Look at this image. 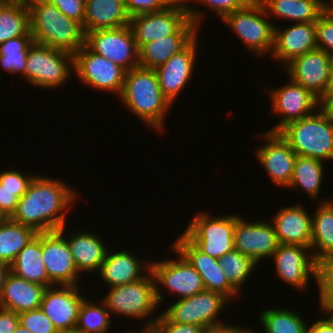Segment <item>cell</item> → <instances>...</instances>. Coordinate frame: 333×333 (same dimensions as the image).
Segmentation results:
<instances>
[{"label":"cell","instance_id":"7dc6e473","mask_svg":"<svg viewBox=\"0 0 333 333\" xmlns=\"http://www.w3.org/2000/svg\"><path fill=\"white\" fill-rule=\"evenodd\" d=\"M155 326L161 333H204L201 326L190 324H179L171 322L163 313L155 321Z\"/></svg>","mask_w":333,"mask_h":333},{"label":"cell","instance_id":"9c48e42d","mask_svg":"<svg viewBox=\"0 0 333 333\" xmlns=\"http://www.w3.org/2000/svg\"><path fill=\"white\" fill-rule=\"evenodd\" d=\"M171 249L176 255L175 258L151 261V272L155 279L156 299L159 306H162L160 303L164 300L160 290L162 286L168 290L169 294L177 296V300L191 297L205 289L202 277L194 267L172 245Z\"/></svg>","mask_w":333,"mask_h":333},{"label":"cell","instance_id":"1f68e13d","mask_svg":"<svg viewBox=\"0 0 333 333\" xmlns=\"http://www.w3.org/2000/svg\"><path fill=\"white\" fill-rule=\"evenodd\" d=\"M19 36H32L26 0H0V44Z\"/></svg>","mask_w":333,"mask_h":333},{"label":"cell","instance_id":"d6986e66","mask_svg":"<svg viewBox=\"0 0 333 333\" xmlns=\"http://www.w3.org/2000/svg\"><path fill=\"white\" fill-rule=\"evenodd\" d=\"M199 42L197 35L184 49L155 69L161 92L171 104L192 79L196 67L194 65L197 63V50L201 49Z\"/></svg>","mask_w":333,"mask_h":333},{"label":"cell","instance_id":"603a6c76","mask_svg":"<svg viewBox=\"0 0 333 333\" xmlns=\"http://www.w3.org/2000/svg\"><path fill=\"white\" fill-rule=\"evenodd\" d=\"M317 49L315 22H297L282 29L274 26V47L271 54L284 67L292 59Z\"/></svg>","mask_w":333,"mask_h":333},{"label":"cell","instance_id":"8d00e7d4","mask_svg":"<svg viewBox=\"0 0 333 333\" xmlns=\"http://www.w3.org/2000/svg\"><path fill=\"white\" fill-rule=\"evenodd\" d=\"M101 304L83 299L79 309L78 321L74 333H107L111 328L109 310L101 300ZM99 305V306H98Z\"/></svg>","mask_w":333,"mask_h":333},{"label":"cell","instance_id":"91938a15","mask_svg":"<svg viewBox=\"0 0 333 333\" xmlns=\"http://www.w3.org/2000/svg\"><path fill=\"white\" fill-rule=\"evenodd\" d=\"M13 333H34L27 328L22 327L20 324L17 326Z\"/></svg>","mask_w":333,"mask_h":333},{"label":"cell","instance_id":"74e56055","mask_svg":"<svg viewBox=\"0 0 333 333\" xmlns=\"http://www.w3.org/2000/svg\"><path fill=\"white\" fill-rule=\"evenodd\" d=\"M219 266L223 269L229 284L241 294L242 286L248 281L258 264L250 257L233 249L218 259Z\"/></svg>","mask_w":333,"mask_h":333},{"label":"cell","instance_id":"5b68a950","mask_svg":"<svg viewBox=\"0 0 333 333\" xmlns=\"http://www.w3.org/2000/svg\"><path fill=\"white\" fill-rule=\"evenodd\" d=\"M107 293L104 298H101L110 315L113 313L125 318L132 317L133 320L144 319L142 327L155 325L159 317V315L154 316L155 311L160 306L156 299L155 279L151 271L138 281L111 287Z\"/></svg>","mask_w":333,"mask_h":333},{"label":"cell","instance_id":"5bb4252c","mask_svg":"<svg viewBox=\"0 0 333 333\" xmlns=\"http://www.w3.org/2000/svg\"><path fill=\"white\" fill-rule=\"evenodd\" d=\"M234 249L257 264L271 258L279 246L273 224L266 220H246L235 214ZM265 258V259H264Z\"/></svg>","mask_w":333,"mask_h":333},{"label":"cell","instance_id":"277c9868","mask_svg":"<svg viewBox=\"0 0 333 333\" xmlns=\"http://www.w3.org/2000/svg\"><path fill=\"white\" fill-rule=\"evenodd\" d=\"M278 133L298 156L333 162V121L321 107Z\"/></svg>","mask_w":333,"mask_h":333},{"label":"cell","instance_id":"cb8c5ba5","mask_svg":"<svg viewBox=\"0 0 333 333\" xmlns=\"http://www.w3.org/2000/svg\"><path fill=\"white\" fill-rule=\"evenodd\" d=\"M139 258L134 255V251L109 249L97 272L98 277L100 276L108 288L138 281L145 276L144 271H151L150 259L146 262Z\"/></svg>","mask_w":333,"mask_h":333},{"label":"cell","instance_id":"b9f144b4","mask_svg":"<svg viewBox=\"0 0 333 333\" xmlns=\"http://www.w3.org/2000/svg\"><path fill=\"white\" fill-rule=\"evenodd\" d=\"M315 37L318 49L333 58V14L325 9L315 22Z\"/></svg>","mask_w":333,"mask_h":333},{"label":"cell","instance_id":"f546056e","mask_svg":"<svg viewBox=\"0 0 333 333\" xmlns=\"http://www.w3.org/2000/svg\"><path fill=\"white\" fill-rule=\"evenodd\" d=\"M10 272L29 282L51 287L42 259V233H38L20 250L10 265Z\"/></svg>","mask_w":333,"mask_h":333},{"label":"cell","instance_id":"836d02e7","mask_svg":"<svg viewBox=\"0 0 333 333\" xmlns=\"http://www.w3.org/2000/svg\"><path fill=\"white\" fill-rule=\"evenodd\" d=\"M324 162L318 159L298 156L295 161L293 176L289 186L290 189H303L313 202L320 197L323 177H325ZM324 175V176H323ZM315 200V201H314Z\"/></svg>","mask_w":333,"mask_h":333},{"label":"cell","instance_id":"83f0119b","mask_svg":"<svg viewBox=\"0 0 333 333\" xmlns=\"http://www.w3.org/2000/svg\"><path fill=\"white\" fill-rule=\"evenodd\" d=\"M46 287L10 272L0 293V308L17 314L40 308Z\"/></svg>","mask_w":333,"mask_h":333},{"label":"cell","instance_id":"7a4b0ae2","mask_svg":"<svg viewBox=\"0 0 333 333\" xmlns=\"http://www.w3.org/2000/svg\"><path fill=\"white\" fill-rule=\"evenodd\" d=\"M119 99L154 132L165 129V116L172 104L161 92L155 69L138 66L126 71Z\"/></svg>","mask_w":333,"mask_h":333},{"label":"cell","instance_id":"9a60e30c","mask_svg":"<svg viewBox=\"0 0 333 333\" xmlns=\"http://www.w3.org/2000/svg\"><path fill=\"white\" fill-rule=\"evenodd\" d=\"M264 145L256 148L257 160L277 187H288L294 171L297 154L278 132L260 133Z\"/></svg>","mask_w":333,"mask_h":333},{"label":"cell","instance_id":"ffe728a7","mask_svg":"<svg viewBox=\"0 0 333 333\" xmlns=\"http://www.w3.org/2000/svg\"><path fill=\"white\" fill-rule=\"evenodd\" d=\"M171 245L202 277L206 290L219 293L228 301L239 297L240 294L229 284L223 269L219 266L218 259L203 253L183 233Z\"/></svg>","mask_w":333,"mask_h":333},{"label":"cell","instance_id":"bcb514c9","mask_svg":"<svg viewBox=\"0 0 333 333\" xmlns=\"http://www.w3.org/2000/svg\"><path fill=\"white\" fill-rule=\"evenodd\" d=\"M54 4L68 18L83 26L85 18V0H47Z\"/></svg>","mask_w":333,"mask_h":333},{"label":"cell","instance_id":"c3c4849f","mask_svg":"<svg viewBox=\"0 0 333 333\" xmlns=\"http://www.w3.org/2000/svg\"><path fill=\"white\" fill-rule=\"evenodd\" d=\"M27 190H9L3 188L0 184V210L8 217L11 218L16 211L19 198Z\"/></svg>","mask_w":333,"mask_h":333},{"label":"cell","instance_id":"680465c9","mask_svg":"<svg viewBox=\"0 0 333 333\" xmlns=\"http://www.w3.org/2000/svg\"><path fill=\"white\" fill-rule=\"evenodd\" d=\"M169 5H187L188 0H165Z\"/></svg>","mask_w":333,"mask_h":333},{"label":"cell","instance_id":"e575fe53","mask_svg":"<svg viewBox=\"0 0 333 333\" xmlns=\"http://www.w3.org/2000/svg\"><path fill=\"white\" fill-rule=\"evenodd\" d=\"M38 233L8 218L0 225V263L11 265L20 250Z\"/></svg>","mask_w":333,"mask_h":333},{"label":"cell","instance_id":"484cf974","mask_svg":"<svg viewBox=\"0 0 333 333\" xmlns=\"http://www.w3.org/2000/svg\"><path fill=\"white\" fill-rule=\"evenodd\" d=\"M302 204L283 207L271 219L279 244L311 248L312 215Z\"/></svg>","mask_w":333,"mask_h":333},{"label":"cell","instance_id":"f1b7e54d","mask_svg":"<svg viewBox=\"0 0 333 333\" xmlns=\"http://www.w3.org/2000/svg\"><path fill=\"white\" fill-rule=\"evenodd\" d=\"M130 16L124 0H85V35L91 31L115 29L129 25Z\"/></svg>","mask_w":333,"mask_h":333},{"label":"cell","instance_id":"f5cc1de1","mask_svg":"<svg viewBox=\"0 0 333 333\" xmlns=\"http://www.w3.org/2000/svg\"><path fill=\"white\" fill-rule=\"evenodd\" d=\"M307 333H333V328L323 317L311 326H307Z\"/></svg>","mask_w":333,"mask_h":333},{"label":"cell","instance_id":"ee69618b","mask_svg":"<svg viewBox=\"0 0 333 333\" xmlns=\"http://www.w3.org/2000/svg\"><path fill=\"white\" fill-rule=\"evenodd\" d=\"M28 174L11 169L2 171L0 173V184L3 185V188L9 190H27L31 181L36 176L35 173Z\"/></svg>","mask_w":333,"mask_h":333},{"label":"cell","instance_id":"2e32d148","mask_svg":"<svg viewBox=\"0 0 333 333\" xmlns=\"http://www.w3.org/2000/svg\"><path fill=\"white\" fill-rule=\"evenodd\" d=\"M189 19L184 5H168L159 12L130 18L129 25L139 50L158 38L173 35Z\"/></svg>","mask_w":333,"mask_h":333},{"label":"cell","instance_id":"6125c7cd","mask_svg":"<svg viewBox=\"0 0 333 333\" xmlns=\"http://www.w3.org/2000/svg\"><path fill=\"white\" fill-rule=\"evenodd\" d=\"M8 217L0 210V225L3 224Z\"/></svg>","mask_w":333,"mask_h":333},{"label":"cell","instance_id":"8fae6325","mask_svg":"<svg viewBox=\"0 0 333 333\" xmlns=\"http://www.w3.org/2000/svg\"><path fill=\"white\" fill-rule=\"evenodd\" d=\"M74 72L88 87L120 96L126 70L93 52L86 44L74 54Z\"/></svg>","mask_w":333,"mask_h":333},{"label":"cell","instance_id":"f35d334b","mask_svg":"<svg viewBox=\"0 0 333 333\" xmlns=\"http://www.w3.org/2000/svg\"><path fill=\"white\" fill-rule=\"evenodd\" d=\"M32 36H19L0 44V65L2 70L9 73H19L22 77L26 71V56Z\"/></svg>","mask_w":333,"mask_h":333},{"label":"cell","instance_id":"ac0fdd59","mask_svg":"<svg viewBox=\"0 0 333 333\" xmlns=\"http://www.w3.org/2000/svg\"><path fill=\"white\" fill-rule=\"evenodd\" d=\"M42 259L51 286L78 284L81 275L77 271L66 238L59 231L42 233Z\"/></svg>","mask_w":333,"mask_h":333},{"label":"cell","instance_id":"3957f363","mask_svg":"<svg viewBox=\"0 0 333 333\" xmlns=\"http://www.w3.org/2000/svg\"><path fill=\"white\" fill-rule=\"evenodd\" d=\"M30 12V32L35 43L74 55L85 45L80 23L68 18L47 0H26Z\"/></svg>","mask_w":333,"mask_h":333},{"label":"cell","instance_id":"681fc988","mask_svg":"<svg viewBox=\"0 0 333 333\" xmlns=\"http://www.w3.org/2000/svg\"><path fill=\"white\" fill-rule=\"evenodd\" d=\"M18 325L19 317L17 313L0 308V333H13Z\"/></svg>","mask_w":333,"mask_h":333},{"label":"cell","instance_id":"4dcf8cb0","mask_svg":"<svg viewBox=\"0 0 333 333\" xmlns=\"http://www.w3.org/2000/svg\"><path fill=\"white\" fill-rule=\"evenodd\" d=\"M267 15L296 22H316L326 9L324 0H259Z\"/></svg>","mask_w":333,"mask_h":333},{"label":"cell","instance_id":"11a10c76","mask_svg":"<svg viewBox=\"0 0 333 333\" xmlns=\"http://www.w3.org/2000/svg\"><path fill=\"white\" fill-rule=\"evenodd\" d=\"M10 273V266L4 263H0V293L3 285L5 284L6 278Z\"/></svg>","mask_w":333,"mask_h":333},{"label":"cell","instance_id":"d590c367","mask_svg":"<svg viewBox=\"0 0 333 333\" xmlns=\"http://www.w3.org/2000/svg\"><path fill=\"white\" fill-rule=\"evenodd\" d=\"M265 333H307L308 323L299 312L286 308H268L260 313Z\"/></svg>","mask_w":333,"mask_h":333},{"label":"cell","instance_id":"816d5d0a","mask_svg":"<svg viewBox=\"0 0 333 333\" xmlns=\"http://www.w3.org/2000/svg\"><path fill=\"white\" fill-rule=\"evenodd\" d=\"M333 97V58L329 67V74L325 89L322 96L318 99L320 107L330 98Z\"/></svg>","mask_w":333,"mask_h":333},{"label":"cell","instance_id":"60d3db41","mask_svg":"<svg viewBox=\"0 0 333 333\" xmlns=\"http://www.w3.org/2000/svg\"><path fill=\"white\" fill-rule=\"evenodd\" d=\"M315 282L319 303H333V252L315 260Z\"/></svg>","mask_w":333,"mask_h":333},{"label":"cell","instance_id":"30bf717a","mask_svg":"<svg viewBox=\"0 0 333 333\" xmlns=\"http://www.w3.org/2000/svg\"><path fill=\"white\" fill-rule=\"evenodd\" d=\"M229 301L219 293L210 290L169 304L163 314L174 323L190 324L203 327L205 330L226 324L218 318Z\"/></svg>","mask_w":333,"mask_h":333},{"label":"cell","instance_id":"9f6ffc18","mask_svg":"<svg viewBox=\"0 0 333 333\" xmlns=\"http://www.w3.org/2000/svg\"><path fill=\"white\" fill-rule=\"evenodd\" d=\"M321 108L326 112V114L333 121V97H330Z\"/></svg>","mask_w":333,"mask_h":333},{"label":"cell","instance_id":"7bdbcfd3","mask_svg":"<svg viewBox=\"0 0 333 333\" xmlns=\"http://www.w3.org/2000/svg\"><path fill=\"white\" fill-rule=\"evenodd\" d=\"M18 317L19 324L34 333H59L52 321L40 308L21 312Z\"/></svg>","mask_w":333,"mask_h":333},{"label":"cell","instance_id":"44dd1931","mask_svg":"<svg viewBox=\"0 0 333 333\" xmlns=\"http://www.w3.org/2000/svg\"><path fill=\"white\" fill-rule=\"evenodd\" d=\"M309 247L279 244L272 258L277 276L300 291L315 277V260ZM310 253V254H309Z\"/></svg>","mask_w":333,"mask_h":333},{"label":"cell","instance_id":"4fadbf2b","mask_svg":"<svg viewBox=\"0 0 333 333\" xmlns=\"http://www.w3.org/2000/svg\"><path fill=\"white\" fill-rule=\"evenodd\" d=\"M288 79L285 85L267 91L272 112L281 116L278 123L267 129V132H278L288 123L300 120L320 107L316 96L300 84Z\"/></svg>","mask_w":333,"mask_h":333},{"label":"cell","instance_id":"ab89813d","mask_svg":"<svg viewBox=\"0 0 333 333\" xmlns=\"http://www.w3.org/2000/svg\"><path fill=\"white\" fill-rule=\"evenodd\" d=\"M192 1L194 2L193 4L197 3L198 5L201 3L203 6L205 5L206 8L210 9V11H212L214 15L216 14L222 21L228 14L245 7L251 0H188L186 5L188 17L200 29V23L203 21L202 19H204L205 12L200 11V9H194L192 8L193 6L188 5L192 3Z\"/></svg>","mask_w":333,"mask_h":333},{"label":"cell","instance_id":"7402d4cb","mask_svg":"<svg viewBox=\"0 0 333 333\" xmlns=\"http://www.w3.org/2000/svg\"><path fill=\"white\" fill-rule=\"evenodd\" d=\"M331 60L329 54L317 48L292 59L282 68L288 78L319 99L327 83Z\"/></svg>","mask_w":333,"mask_h":333},{"label":"cell","instance_id":"d6a6232c","mask_svg":"<svg viewBox=\"0 0 333 333\" xmlns=\"http://www.w3.org/2000/svg\"><path fill=\"white\" fill-rule=\"evenodd\" d=\"M324 200L312 215L310 250L314 260L333 252V200Z\"/></svg>","mask_w":333,"mask_h":333},{"label":"cell","instance_id":"7c38bea8","mask_svg":"<svg viewBox=\"0 0 333 333\" xmlns=\"http://www.w3.org/2000/svg\"><path fill=\"white\" fill-rule=\"evenodd\" d=\"M85 44L126 71L139 66V48L130 25L88 32Z\"/></svg>","mask_w":333,"mask_h":333},{"label":"cell","instance_id":"52a82bcc","mask_svg":"<svg viewBox=\"0 0 333 333\" xmlns=\"http://www.w3.org/2000/svg\"><path fill=\"white\" fill-rule=\"evenodd\" d=\"M72 74L74 55L35 42L30 45L23 78L32 86L58 89L70 80Z\"/></svg>","mask_w":333,"mask_h":333},{"label":"cell","instance_id":"4316f807","mask_svg":"<svg viewBox=\"0 0 333 333\" xmlns=\"http://www.w3.org/2000/svg\"><path fill=\"white\" fill-rule=\"evenodd\" d=\"M65 227L63 226L58 231L66 238L78 273L81 275V273L88 274L99 271L109 250L102 237L91 232H82V230L71 234L69 231L65 235Z\"/></svg>","mask_w":333,"mask_h":333},{"label":"cell","instance_id":"db71d44e","mask_svg":"<svg viewBox=\"0 0 333 333\" xmlns=\"http://www.w3.org/2000/svg\"><path fill=\"white\" fill-rule=\"evenodd\" d=\"M319 306L321 311L327 315L325 320L333 328V303H319Z\"/></svg>","mask_w":333,"mask_h":333},{"label":"cell","instance_id":"ba28073f","mask_svg":"<svg viewBox=\"0 0 333 333\" xmlns=\"http://www.w3.org/2000/svg\"><path fill=\"white\" fill-rule=\"evenodd\" d=\"M234 229L235 215L212 216L201 211L182 233L203 253L220 259L234 249Z\"/></svg>","mask_w":333,"mask_h":333},{"label":"cell","instance_id":"e0dca14e","mask_svg":"<svg viewBox=\"0 0 333 333\" xmlns=\"http://www.w3.org/2000/svg\"><path fill=\"white\" fill-rule=\"evenodd\" d=\"M79 285L47 287L40 309L52 321L59 333H74L84 295Z\"/></svg>","mask_w":333,"mask_h":333},{"label":"cell","instance_id":"f6af8a7d","mask_svg":"<svg viewBox=\"0 0 333 333\" xmlns=\"http://www.w3.org/2000/svg\"><path fill=\"white\" fill-rule=\"evenodd\" d=\"M124 2L130 17L144 13L159 12L169 5L165 0H124Z\"/></svg>","mask_w":333,"mask_h":333},{"label":"cell","instance_id":"8992f818","mask_svg":"<svg viewBox=\"0 0 333 333\" xmlns=\"http://www.w3.org/2000/svg\"><path fill=\"white\" fill-rule=\"evenodd\" d=\"M259 0H251L245 7L228 14L222 21L250 52L259 56L272 54L274 26Z\"/></svg>","mask_w":333,"mask_h":333},{"label":"cell","instance_id":"94428289","mask_svg":"<svg viewBox=\"0 0 333 333\" xmlns=\"http://www.w3.org/2000/svg\"><path fill=\"white\" fill-rule=\"evenodd\" d=\"M326 9L333 14V0H329L328 2H325Z\"/></svg>","mask_w":333,"mask_h":333},{"label":"cell","instance_id":"6da1fadb","mask_svg":"<svg viewBox=\"0 0 333 333\" xmlns=\"http://www.w3.org/2000/svg\"><path fill=\"white\" fill-rule=\"evenodd\" d=\"M61 179L36 175L19 198L12 221L32 227L37 233L58 231L66 226V214L79 197Z\"/></svg>","mask_w":333,"mask_h":333},{"label":"cell","instance_id":"d4e9b609","mask_svg":"<svg viewBox=\"0 0 333 333\" xmlns=\"http://www.w3.org/2000/svg\"><path fill=\"white\" fill-rule=\"evenodd\" d=\"M198 26L188 19L173 35L145 44L139 50V66L156 69L184 49L198 34Z\"/></svg>","mask_w":333,"mask_h":333},{"label":"cell","instance_id":"6f0895ef","mask_svg":"<svg viewBox=\"0 0 333 333\" xmlns=\"http://www.w3.org/2000/svg\"><path fill=\"white\" fill-rule=\"evenodd\" d=\"M128 333H161L158 328L153 325V326H147V327H143L141 328V331H129Z\"/></svg>","mask_w":333,"mask_h":333},{"label":"cell","instance_id":"f907efd6","mask_svg":"<svg viewBox=\"0 0 333 333\" xmlns=\"http://www.w3.org/2000/svg\"><path fill=\"white\" fill-rule=\"evenodd\" d=\"M204 333H255L253 331V327L251 328H247L244 326H240V325H233V324H223L220 326H216V327H211L207 330H205Z\"/></svg>","mask_w":333,"mask_h":333}]
</instances>
